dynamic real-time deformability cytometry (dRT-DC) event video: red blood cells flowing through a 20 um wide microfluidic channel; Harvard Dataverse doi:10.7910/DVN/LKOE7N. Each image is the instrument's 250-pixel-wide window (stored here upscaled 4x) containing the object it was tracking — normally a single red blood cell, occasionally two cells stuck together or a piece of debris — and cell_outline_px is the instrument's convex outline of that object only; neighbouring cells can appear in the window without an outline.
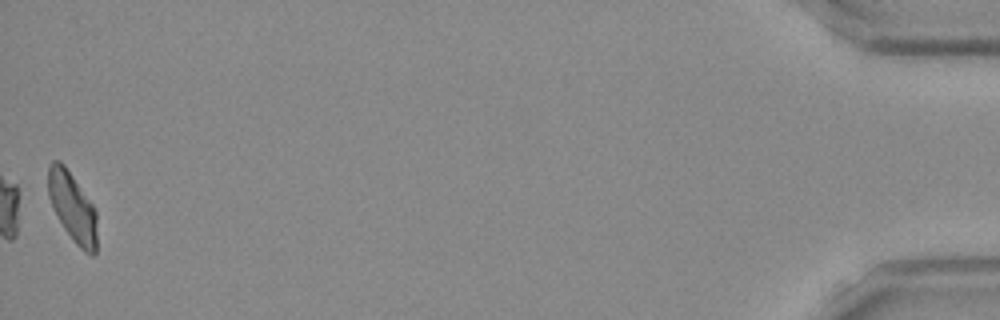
{"species": "Egyptian fruit bat (a non-hibernating species)", "species_latin": "Rousettus aegyptiacus", "temperature_condition": "room temperature", "stored_images_in_passage": 40, "camera_frame_rate_fps": 3000, "um_per_image_px": 0.085, "frame": {"image": 1, "passage_image": 40, "time_ms": 13.0, "image_size_px": [1000, 320], "cell_outline_px": [[96, 252], [92, 256], [84, 252], [72, 240], [64, 228], [48, 196], [48, 164], [52, 160], [60, 160], [64, 164], [92, 204], [96, 212]], "centroid_in_image_um": [6.15, 17.6], "position_along_channel_um": 429.0, "area_um2": 19.54}, "authors_computed_cell_mechanics": {"area_um2": 20.4034, "velocity_mm_per_s": 3.9146, "shape_relaxation_time_tau1_ms": 7.2016, "shape_relaxation_time_tau2_ms": 3.3851, "deformation_change_tau1": 0.2057, "deformation_change_tau2": 0.089}}